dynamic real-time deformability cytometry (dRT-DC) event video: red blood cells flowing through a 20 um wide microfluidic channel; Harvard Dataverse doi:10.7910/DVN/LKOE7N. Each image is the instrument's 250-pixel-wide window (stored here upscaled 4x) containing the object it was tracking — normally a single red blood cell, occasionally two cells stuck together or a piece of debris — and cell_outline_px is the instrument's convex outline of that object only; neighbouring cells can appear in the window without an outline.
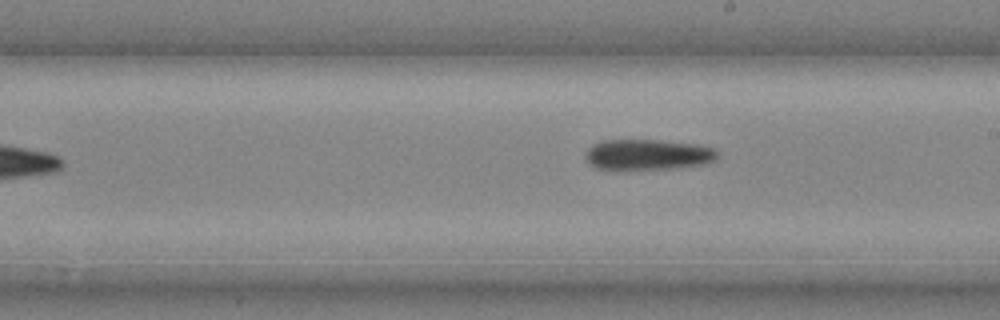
{"species": "common noctule bat (a hibernating species)", "species_latin": "Nyctalus noctula", "temperature_condition": "cold", "stored_images_in_passage": 14, "camera_frame_rate_fps": 3000, "um_per_image_px": 0.085, "animal": {"sex": "male", "body_mass_g": 20.4}, "frame": {"image": 1, "passage_image": 14, "time_ms": 4.333, "image_size_px": [1000, 320], "cell_outline_px": [[716, 160], [708, 164], [680, 168], [616, 172], [596, 168], [584, 156], [588, 148], [592, 144], [604, 140], [656, 140], [696, 144], [716, 148]], "centroid_in_image_um": [55.05, 13.19], "position_along_channel_um": 234.0, "area_um2": 24.51}}